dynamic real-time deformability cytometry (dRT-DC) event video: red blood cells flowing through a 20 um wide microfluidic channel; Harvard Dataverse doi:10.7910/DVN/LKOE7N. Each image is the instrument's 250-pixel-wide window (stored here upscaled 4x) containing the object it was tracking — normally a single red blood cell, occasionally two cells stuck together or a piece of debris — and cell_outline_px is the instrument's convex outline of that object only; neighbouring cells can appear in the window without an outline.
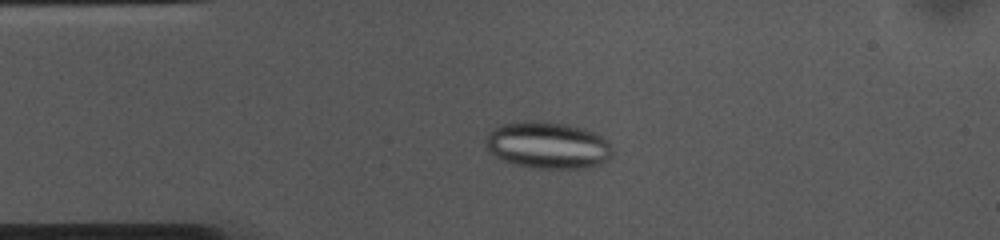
{"species": "common noctule bat (a hibernating species)", "species_latin": "Nyctalus noctula", "temperature_condition": "cold", "stored_images_in_passage": 53, "camera_frame_rate_fps": 3000, "um_per_image_px": 0.085, "animal": {"sex": "female", "body_mass_g": 10.0, "forearm_length_mm": 53.1}, "frame": {"image": 1, "passage_image": 11, "time_ms": 3.333, "image_size_px": [1000, 240], "cell_outline_px": [[612, 156], [608, 160], [600, 164], [584, 168], [540, 168], [516, 164], [504, 160], [496, 156], [488, 148], [484, 140], [488, 132], [500, 124], [524, 120], [540, 120], [568, 124], [584, 128], [608, 140], [612, 148]], "centroid_in_image_um": [46.57, 12.31], "position_along_channel_um": 38.4, "area_um2": 34.74}}
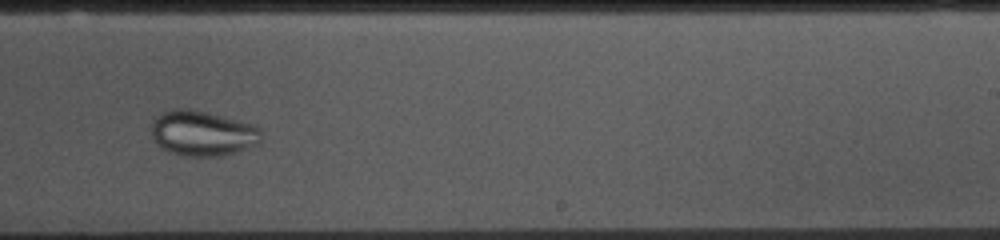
{"frame": {"image": 2, "passage_image": 32, "time_ms": 10.333, "image_size_px": [1000, 240], "cell_outline_px": [[260, 144], [248, 148], [220, 156], [184, 156], [168, 152], [160, 148], [152, 136], [152, 124], [156, 116], [160, 112], [168, 108], [192, 108], [256, 124], [260, 128]], "centroid_in_image_um": [17.2, 11.31], "position_along_channel_um": 271.8, "area_um2": 29.54}}
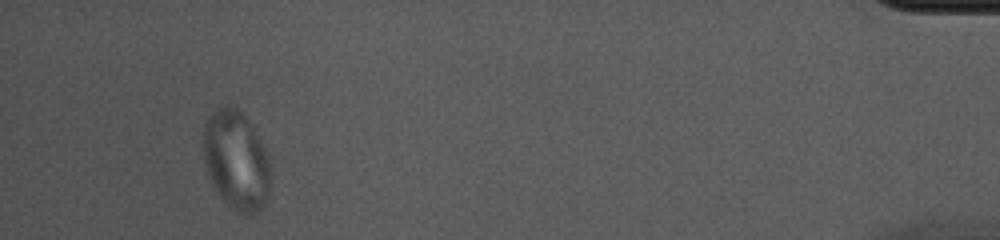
{"frame": {"image": 3, "passage_image": 50, "time_ms": 16.333, "image_size_px": [1000, 240], "cell_outline_px": [[272, 172], [268, 196], [260, 212], [252, 216], [248, 216], [236, 212], [220, 196], [212, 184], [204, 160], [204, 120], [216, 108], [228, 104], [236, 108], [252, 124], [272, 164]], "centroid_in_image_um": [20.11, 13.65], "position_along_channel_um": 415.1, "area_um2": 39.36}}